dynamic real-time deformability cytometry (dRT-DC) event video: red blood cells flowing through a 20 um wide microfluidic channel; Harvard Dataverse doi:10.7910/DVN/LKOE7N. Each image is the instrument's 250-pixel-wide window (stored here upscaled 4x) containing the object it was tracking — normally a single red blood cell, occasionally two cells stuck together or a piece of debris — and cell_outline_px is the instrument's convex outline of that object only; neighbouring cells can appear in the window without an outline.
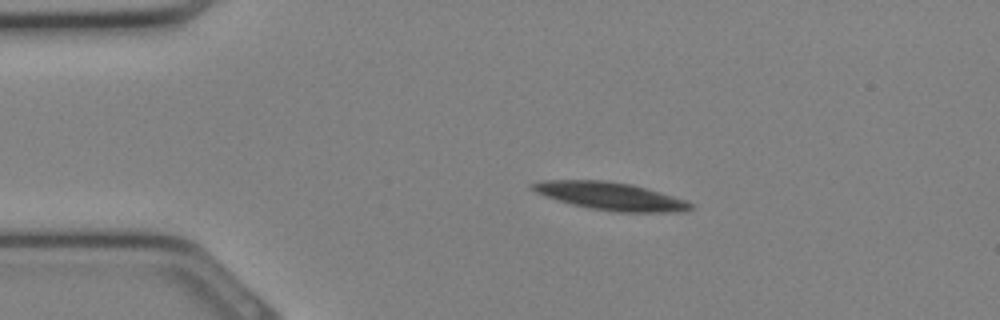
{"species": "Egyptian fruit bat (a non-hibernating species)", "species_latin": "Rousettus aegyptiacus", "temperature_condition": "cold", "stored_images_in_passage": 27, "camera_frame_rate_fps": 3000, "um_per_image_px": 0.085, "animal": {"sex": "female"}, "frame": {"image": 1, "passage_image": 1, "time_ms": 0.0, "image_size_px": [1000, 320], "cell_outline_px": [[692, 208], [684, 212], [616, 212], [588, 208], [556, 200], [544, 196], [536, 192], [528, 184], [544, 180], [604, 180], [632, 184], [660, 192], [684, 200], [692, 204]], "centroid_in_image_um": [51.86, 16.67], "position_along_channel_um": 33.1, "area_um2": 25.61}}
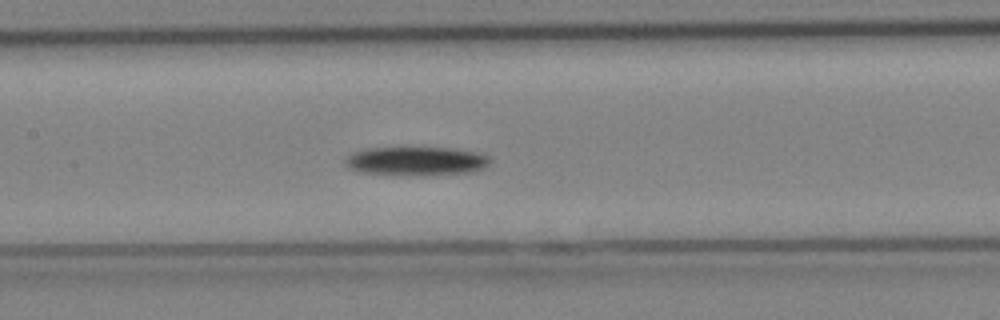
{"frame": {"image": 2, "passage_image": 10, "time_ms": 3.0, "image_size_px": [1000, 320], "cell_outline_px": [[492, 160], [484, 168], [468, 172], [424, 176], [360, 172], [348, 168], [344, 164], [344, 160], [352, 152], [364, 148], [456, 148], [484, 152]], "centroid_in_image_um": [35.41, 13.68], "position_along_channel_um": 172.0, "area_um2": 24.68}}
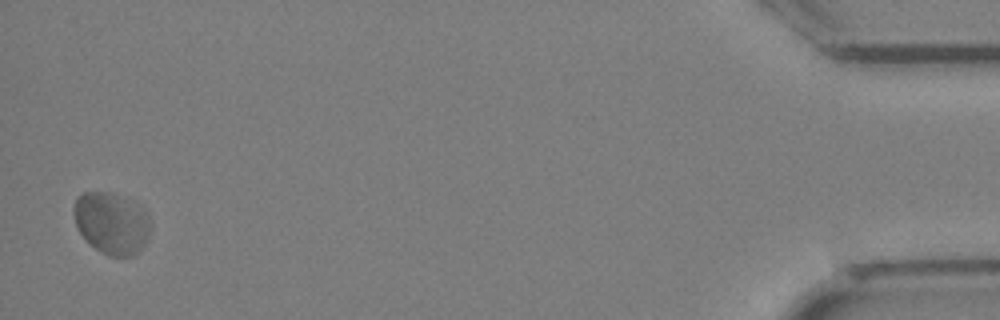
{"frame": {"image": 3, "passage_image": 27, "time_ms": 8.667, "image_size_px": [1000, 320], "cell_outline_px": [[152, 228], [148, 240], [132, 256], [108, 256], [100, 252], [84, 240], [76, 224], [72, 212], [72, 208], [76, 196], [84, 192], [112, 192], [140, 204], [148, 216]], "centroid_in_image_um": [9.48, 18.95], "position_along_channel_um": 425.7, "area_um2": 28.15}}